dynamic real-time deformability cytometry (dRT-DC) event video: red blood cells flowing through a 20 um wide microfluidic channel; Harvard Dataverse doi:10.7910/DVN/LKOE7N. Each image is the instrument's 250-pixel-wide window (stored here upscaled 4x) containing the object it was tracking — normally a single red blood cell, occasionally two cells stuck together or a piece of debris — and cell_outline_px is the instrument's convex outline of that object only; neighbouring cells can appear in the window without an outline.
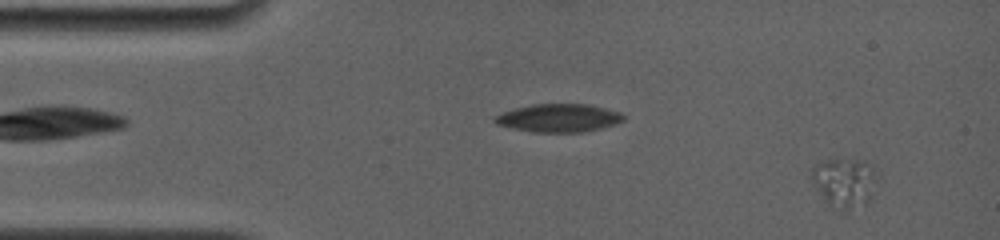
{"species": "common noctule bat (a hibernating species)", "species_latin": "Nyctalus noctula", "temperature_condition": "room temperature", "stored_images_in_passage": 22, "camera_frame_rate_fps": 4000, "um_per_image_px": 0.085, "animal": {"sex": "female", "body_mass_g": 19.0, "forearm_length_mm": 56.7}, "frame": {"image": 1, "passage_image": 3, "time_ms": 0.5, "image_size_px": [1000, 240], "cell_outline_px": [[876, 176], [872, 196], [864, 204], [848, 212], [844, 212], [824, 200], [808, 176], [808, 172], [816, 164], [828, 160], [864, 160], [872, 164]], "centroid_in_image_um": [71.75, 15.51], "position_along_channel_um": 13.2, "area_um2": 18.96}}
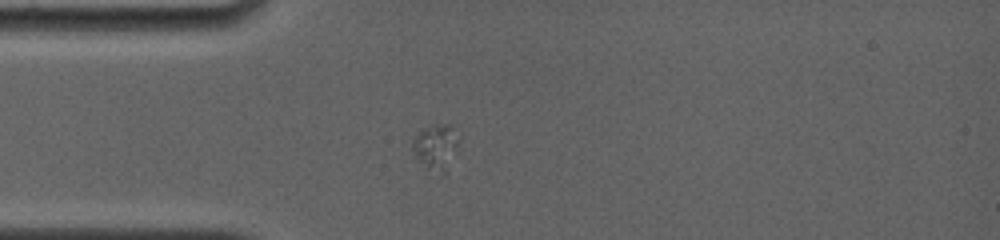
{"frame": {"image": 2, "passage_image": 16, "time_ms": 4.0, "image_size_px": [1000, 240], "cell_outline_px": [[456, 152], [444, 172], [440, 172], [424, 168], [412, 152], [412, 140], [424, 128], [436, 124], [448, 124], [452, 128], [456, 140]], "centroid_in_image_um": [36.98, 12.5], "position_along_channel_um": 48.0, "area_um2": 11.73}}